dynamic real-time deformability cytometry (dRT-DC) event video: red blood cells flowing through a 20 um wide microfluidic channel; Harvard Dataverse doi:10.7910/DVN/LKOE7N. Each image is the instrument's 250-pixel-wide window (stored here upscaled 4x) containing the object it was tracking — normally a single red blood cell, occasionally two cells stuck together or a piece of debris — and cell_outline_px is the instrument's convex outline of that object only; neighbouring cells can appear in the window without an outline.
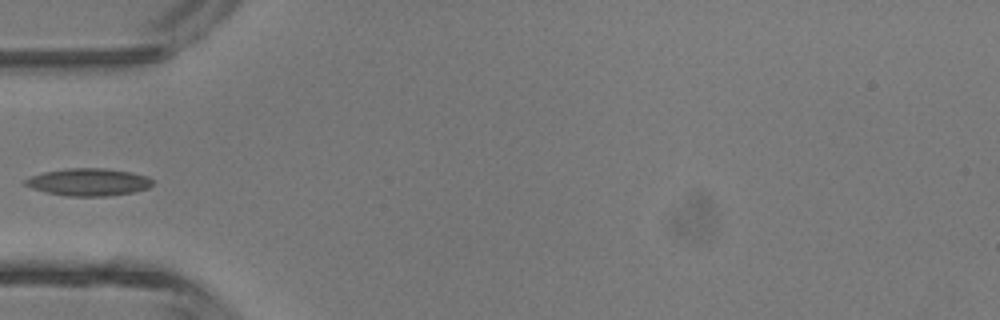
{"species": "common noctule bat (a hibernating species)", "species_latin": "Nyctalus noctula", "temperature_condition": "room temperature", "stored_images_in_passage": 4, "camera_frame_rate_fps": 3000, "um_per_image_px": 0.085, "animal": {"sex": "male", "body_mass_g": 13.3}, "frame": {"image": 1, "passage_image": 4, "time_ms": 3.667, "image_size_px": [1000, 320], "cell_outline_px": [[152, 184], [148, 188], [132, 192], [104, 196], [68, 196], [48, 192], [32, 188], [24, 184], [20, 180], [44, 172], [68, 168], [104, 168], [132, 172], [148, 176], [152, 180]], "centroid_in_image_um": [7.51, 15.46], "position_along_channel_um": 77.5, "area_um2": 20.23}}